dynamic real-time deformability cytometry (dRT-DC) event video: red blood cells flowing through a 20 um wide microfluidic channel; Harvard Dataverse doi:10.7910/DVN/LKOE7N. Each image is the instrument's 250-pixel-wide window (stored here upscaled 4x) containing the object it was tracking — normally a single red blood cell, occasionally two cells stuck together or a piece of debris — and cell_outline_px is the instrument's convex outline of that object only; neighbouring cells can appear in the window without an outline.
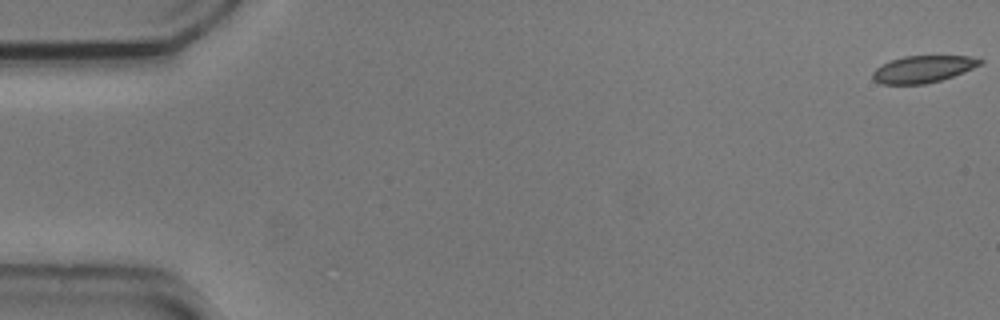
{"species": "common noctule bat (a hibernating species)", "species_latin": "Nyctalus noctula", "temperature_condition": "cold", "stored_images_in_passage": 55, "camera_frame_rate_fps": 3000, "um_per_image_px": 0.085, "animal": {"sex": "male", "body_mass_g": 20.5, "forearm_length_mm": 52.5}, "frame": {"image": 1, "passage_image": 1, "time_ms": 0.0, "image_size_px": [1000, 320], "cell_outline_px": [[984, 60], [980, 64], [964, 72], [940, 80], [924, 84], [880, 84], [872, 80], [872, 72], [876, 68], [892, 60], [904, 56], [968, 56]], "centroid_in_image_um": [78.42, 5.88], "position_along_channel_um": 6.6, "area_um2": 16.7}}
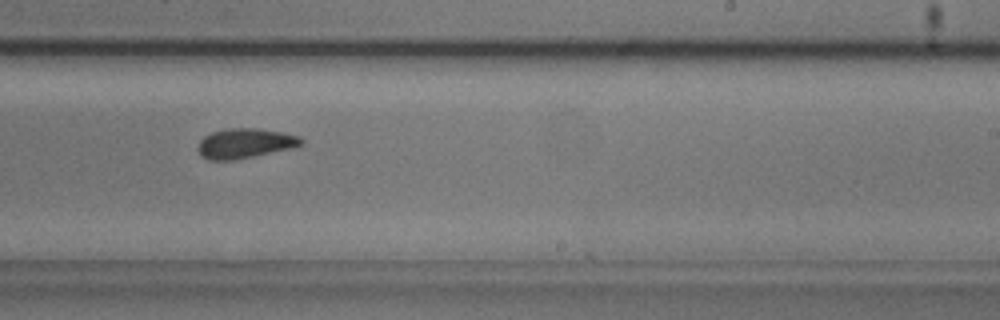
{"frame": {"image": 2, "passage_image": 34, "time_ms": 11.0, "image_size_px": [1000, 320], "cell_outline_px": [[304, 144], [296, 148], [232, 160], [208, 160], [200, 156], [196, 148], [200, 140], [204, 136], [212, 132], [228, 128], [260, 128], [300, 136], [304, 140]], "centroid_in_image_um": [20.84, 12.19], "position_along_channel_um": 268.2, "area_um2": 18.26}}
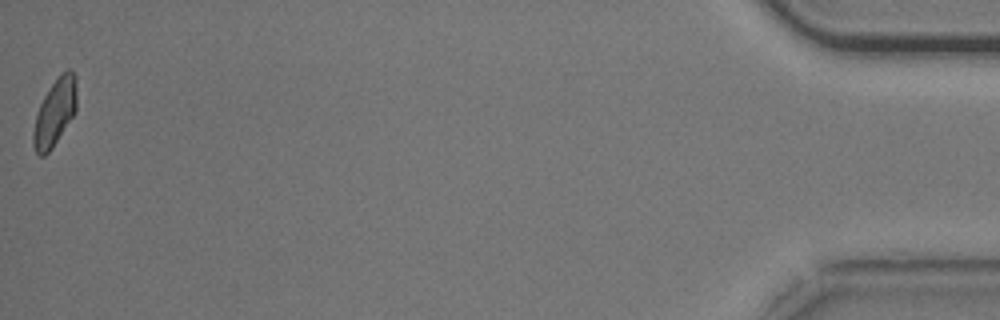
{"frame": {"image": 3, "passage_image": 55, "time_ms": 18.0, "image_size_px": [1000, 320], "cell_outline_px": [[76, 112], [52, 148], [44, 156], [40, 156], [36, 152], [32, 144], [32, 132], [36, 116], [40, 104], [44, 96], [60, 72], [68, 68], [76, 76]], "centroid_in_image_um": [4.66, 9.55], "position_along_channel_um": 430.5, "area_um2": 16.99}, "authors_computed_cell_mechanics": {"area_um2": 17.8024, "velocity_mm_per_s": 3.6986, "shape_relaxation_time_tau1_ms": 4.6341, "shape_relaxation_time_tau2_ms": 5.0022, "deformation_change_tau1": 0.0914, "deformation_change_tau2": 0.0722}}